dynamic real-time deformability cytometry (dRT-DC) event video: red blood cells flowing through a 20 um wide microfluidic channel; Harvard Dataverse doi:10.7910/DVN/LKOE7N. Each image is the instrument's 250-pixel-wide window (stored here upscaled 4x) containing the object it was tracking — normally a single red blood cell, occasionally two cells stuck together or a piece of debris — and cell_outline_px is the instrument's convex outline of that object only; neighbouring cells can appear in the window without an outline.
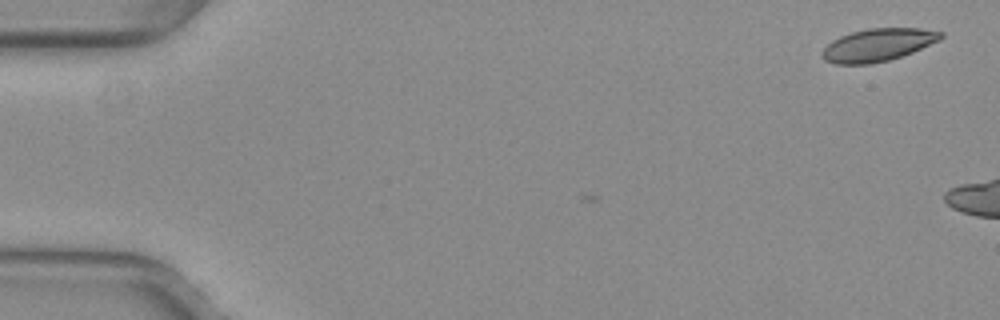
{"species": "common noctule bat (a hibernating species)", "species_latin": "Nyctalus noctula", "temperature_condition": "warm", "stored_images_in_passage": 3, "camera_frame_rate_fps": 3000, "um_per_image_px": 0.085, "animal": {"sex": "female", "body_mass_g": 29.2, "forearm_length_mm": 56.3}, "frame": {"image": 1, "passage_image": 1, "time_ms": 0.0, "image_size_px": [1000, 320], "cell_outline_px": [[944, 36], [940, 40], [912, 52], [888, 60], [868, 64], [836, 64], [824, 60], [820, 52], [832, 40], [840, 36], [852, 32], [868, 28], [920, 28], [944, 32]], "centroid_in_image_um": [74.62, 3.81], "position_along_channel_um": 10.4, "area_um2": 22.54}}